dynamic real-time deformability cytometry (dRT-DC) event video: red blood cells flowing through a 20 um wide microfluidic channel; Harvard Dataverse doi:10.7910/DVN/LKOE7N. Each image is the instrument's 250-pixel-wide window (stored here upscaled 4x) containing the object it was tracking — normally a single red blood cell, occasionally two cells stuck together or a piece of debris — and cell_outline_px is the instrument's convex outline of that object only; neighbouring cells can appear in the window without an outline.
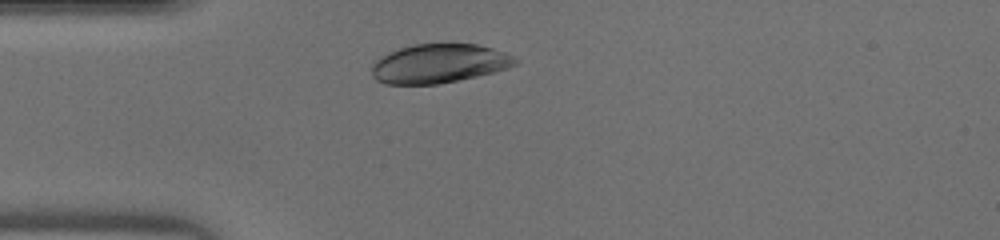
{"species": "human", "species_latin": "Homo sapiens", "temperature_condition": "warm", "stored_images_in_passage": 26, "camera_frame_rate_fps": 3000, "um_per_image_px": 0.085, "donor": {"sex": "male"}, "frame": {"image": 1, "passage_image": 2, "time_ms": 0.333, "image_size_px": [1000, 240], "cell_outline_px": [[520, 60], [516, 64], [508, 68], [496, 72], [436, 84], [384, 84], [376, 80], [372, 76], [372, 64], [380, 56], [388, 52], [412, 44], [476, 44], [492, 48], [504, 52]], "centroid_in_image_um": [37.3, 5.4], "position_along_channel_um": 47.7, "area_um2": 32.66}}
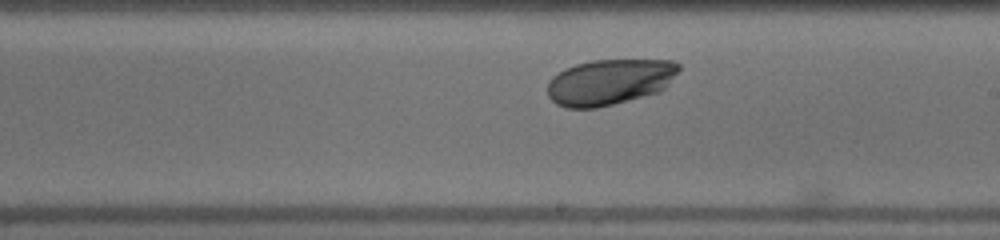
{"frame": {"image": 2, "passage_image": 16, "time_ms": 5.0, "image_size_px": [1000, 240], "cell_outline_px": [[680, 68], [664, 88], [660, 92], [596, 108], [564, 108], [556, 104], [548, 96], [548, 80], [552, 76], [564, 68], [576, 64], [592, 60], [672, 60], [680, 64]], "centroid_in_image_um": [51.78, 6.96], "position_along_channel_um": 237.2, "area_um2": 35.08}}
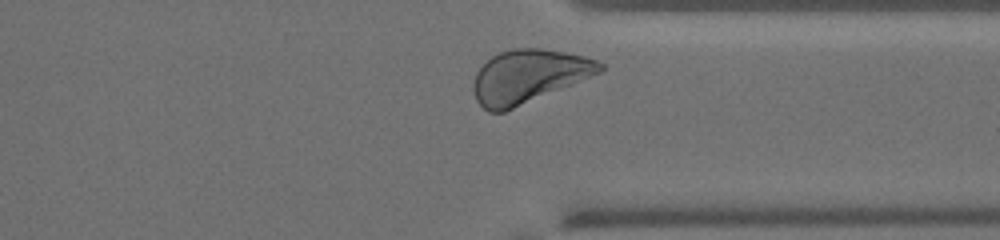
{"frame": {"image": 3, "passage_image": 25, "time_ms": 8.0, "image_size_px": [1000, 240], "cell_outline_px": [[604, 68], [600, 72], [572, 84], [504, 112], [488, 112], [476, 100], [472, 88], [472, 84], [476, 72], [492, 56], [500, 52], [512, 48], [540, 48], [564, 52], [584, 56], [596, 60], [604, 64]], "centroid_in_image_um": [44.89, 6.48], "position_along_channel_um": 366.5, "area_um2": 38.9}}